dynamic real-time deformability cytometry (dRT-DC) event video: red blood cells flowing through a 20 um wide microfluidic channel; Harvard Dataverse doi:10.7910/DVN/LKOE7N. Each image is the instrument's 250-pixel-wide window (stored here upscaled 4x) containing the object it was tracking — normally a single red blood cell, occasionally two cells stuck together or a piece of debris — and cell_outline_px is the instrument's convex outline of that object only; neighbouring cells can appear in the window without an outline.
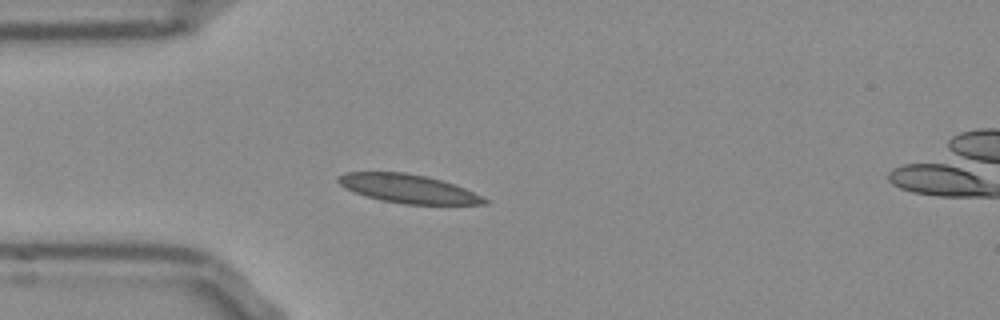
{"species": "Egyptian fruit bat (a non-hibernating species)", "species_latin": "Rousettus aegyptiacus", "temperature_condition": "room temperature", "stored_images_in_passage": 41, "segment_of_instrument_passage": [1, 2], "camera_frame_rate_fps": 3000, "um_per_image_px": 0.085, "frame": {"image": 1, "passage_image": 1, "time_ms": 0.0, "image_size_px": [1000, 320], "cell_outline_px": [[488, 204], [404, 204], [380, 200], [344, 188], [336, 180], [336, 176], [348, 172], [404, 172], [424, 176], [440, 180], [464, 188], [488, 200]], "centroid_in_image_um": [34.64, 16.03], "position_along_channel_um": 50.4, "area_um2": 23.99}}
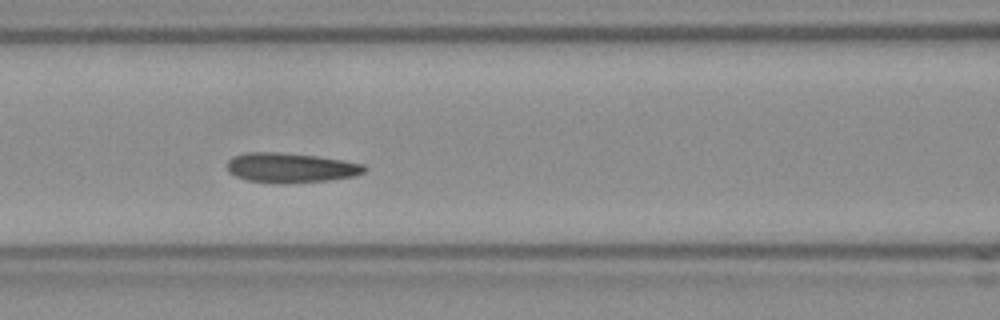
{"frame": {"image": 2, "passage_image": 9, "time_ms": 2.667, "image_size_px": [1000, 320], "cell_outline_px": [[368, 168], [364, 172], [356, 176], [332, 180], [284, 184], [280, 184], [244, 180], [228, 172], [228, 160], [232, 156], [244, 152], [276, 152], [320, 156], [344, 160], [364, 164]], "centroid_in_image_um": [24.73, 14.26], "position_along_channel_um": 141.9, "area_um2": 24.33}}
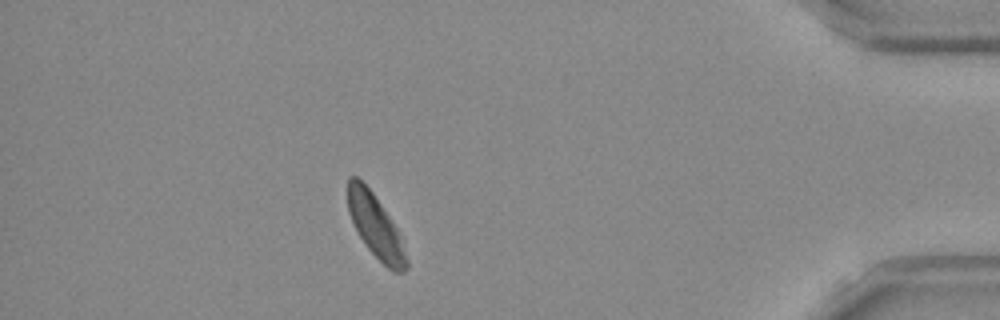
{"frame": {"image": 3, "passage_image": 34, "time_ms": 11.0, "image_size_px": [1000, 320], "cell_outline_px": [[408, 268], [404, 272], [392, 272], [368, 248], [360, 236], [348, 212], [348, 176], [356, 176], [372, 192], [396, 228], [400, 236], [408, 260]], "centroid_in_image_um": [31.93, 19.26], "position_along_channel_um": 403.3, "area_um2": 20.98}}